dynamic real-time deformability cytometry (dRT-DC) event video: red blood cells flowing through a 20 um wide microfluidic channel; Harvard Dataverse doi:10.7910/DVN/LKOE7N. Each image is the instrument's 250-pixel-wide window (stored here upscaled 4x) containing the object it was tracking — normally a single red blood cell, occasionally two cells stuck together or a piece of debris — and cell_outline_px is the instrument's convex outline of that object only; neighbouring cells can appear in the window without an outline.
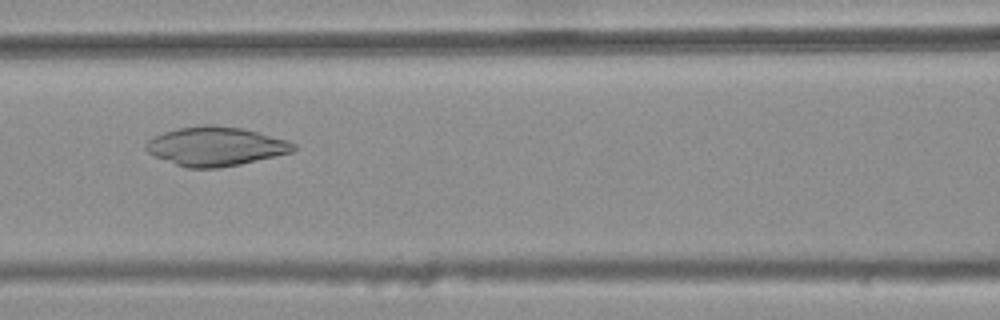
{"species": "common noctule bat (a hibernating species)", "species_latin": "Nyctalus noctula", "temperature_condition": "warm", "stored_images_in_passage": 37, "camera_frame_rate_fps": 3000, "um_per_image_px": 0.085, "animal": {"sex": "female", "body_mass_g": 25.1}, "frame": {"image": 1, "passage_image": 13, "time_ms": 4.0, "image_size_px": [1000, 320], "cell_outline_px": [[296, 148], [292, 152], [240, 164], [216, 168], [188, 168], [176, 164], [156, 156], [148, 152], [144, 148], [144, 144], [148, 140], [164, 132], [180, 128], [204, 124], [212, 124], [244, 128], [288, 140], [296, 144]], "centroid_in_image_um": [18.35, 12.42], "position_along_channel_um": 148.3, "area_um2": 33.41}}
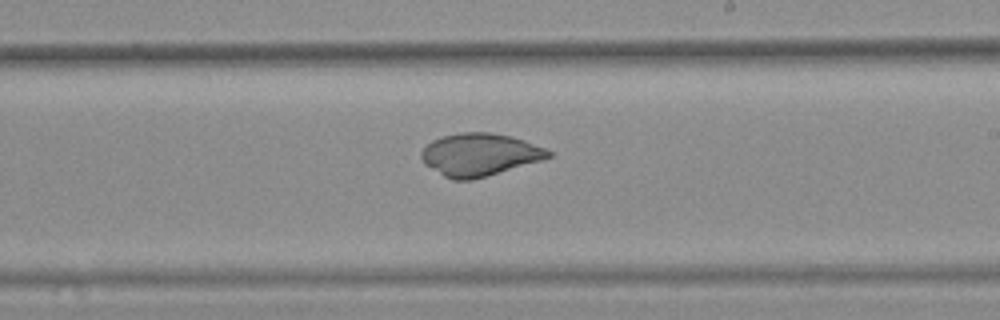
{"frame": {"image": 2, "passage_image": 21, "time_ms": 6.667, "image_size_px": [1000, 320], "cell_outline_px": [[552, 156], [540, 160], [472, 180], [452, 180], [444, 176], [424, 164], [420, 156], [420, 152], [432, 140], [444, 136], [460, 132], [492, 132], [512, 136], [524, 140], [544, 148], [552, 152]], "centroid_in_image_um": [40.73, 13.13], "position_along_channel_um": 248.3, "area_um2": 31.27}}
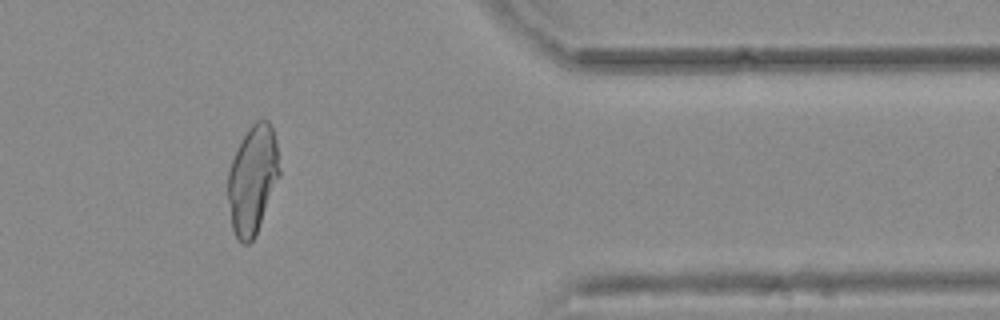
{"frame": {"image": 3, "passage_image": 34, "time_ms": 11.0, "image_size_px": [1000, 320], "cell_outline_px": [[280, 176], [256, 236], [248, 244], [244, 244], [236, 236], [232, 228], [228, 200], [228, 172], [232, 160], [248, 128], [256, 120], [268, 120], [272, 128], [276, 140], [280, 168]], "centroid_in_image_um": [21.49, 15.28], "position_along_channel_um": 389.9, "area_um2": 32.48}}